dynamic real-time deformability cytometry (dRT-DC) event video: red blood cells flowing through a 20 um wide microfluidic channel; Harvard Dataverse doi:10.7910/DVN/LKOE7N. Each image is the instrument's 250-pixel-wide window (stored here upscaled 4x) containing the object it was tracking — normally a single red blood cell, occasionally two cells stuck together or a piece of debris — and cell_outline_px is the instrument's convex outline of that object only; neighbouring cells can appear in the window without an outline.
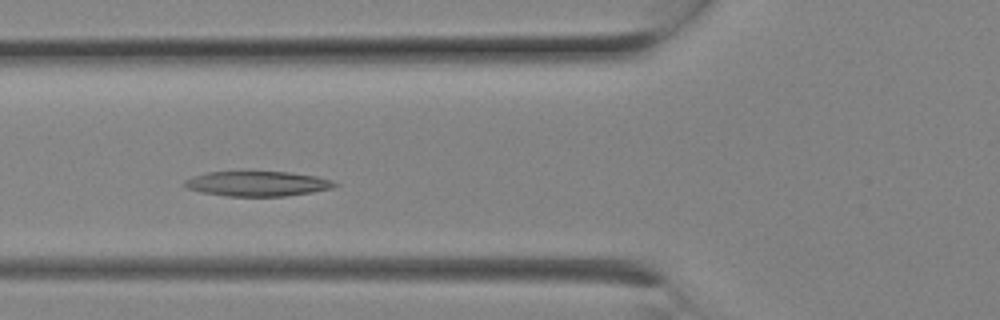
{"species": "Egyptian fruit bat (a non-hibernating species)", "species_latin": "Rousettus aegyptiacus", "temperature_condition": "room temperature", "stored_images_in_passage": 7, "camera_frame_rate_fps": 3000, "um_per_image_px": 0.085, "animal": {"sex": "female"}, "frame": {"image": 1, "passage_image": 6, "time_ms": 1.667, "image_size_px": [1000, 320], "cell_outline_px": [[340, 184], [332, 188], [312, 192], [284, 196], [228, 196], [200, 192], [188, 188], [184, 184], [184, 180], [192, 176], [208, 172], [288, 172], [316, 176], [332, 180]], "centroid_in_image_um": [21.89, 15.61], "position_along_channel_um": 103.9, "area_um2": 21.73}}
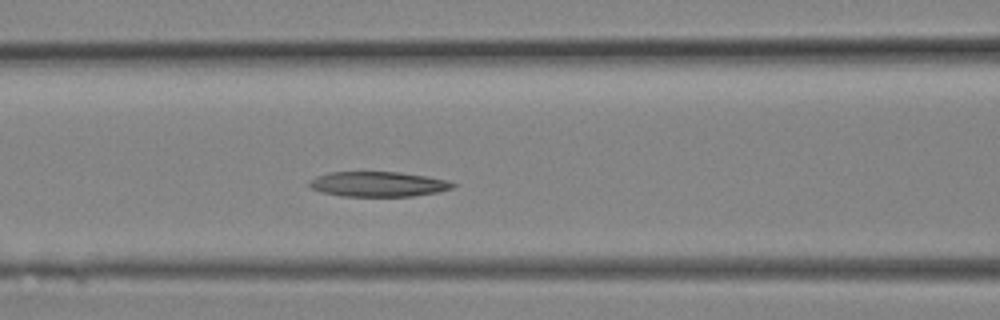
{"frame": {"image": 2, "passage_image": 7, "time_ms": 2.0, "image_size_px": [1000, 320], "cell_outline_px": [[456, 184], [452, 188], [440, 192], [412, 196], [344, 196], [320, 192], [312, 188], [308, 184], [308, 180], [316, 176], [328, 172], [400, 172], [428, 176], [444, 180]], "centroid_in_image_um": [32.11, 15.65], "position_along_channel_um": 134.5, "area_um2": 20.98}}